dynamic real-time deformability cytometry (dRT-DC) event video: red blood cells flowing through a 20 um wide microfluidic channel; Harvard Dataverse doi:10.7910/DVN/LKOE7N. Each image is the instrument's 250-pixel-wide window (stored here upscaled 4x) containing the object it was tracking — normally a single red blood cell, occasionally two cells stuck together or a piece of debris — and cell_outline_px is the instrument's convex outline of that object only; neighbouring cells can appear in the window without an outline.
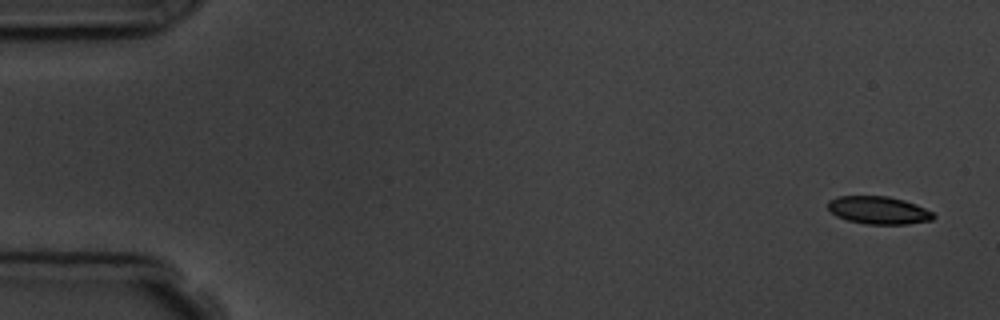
{"species": "common noctule bat (a hibernating species)", "species_latin": "Nyctalus noctula", "temperature_condition": "room temperature", "stored_images_in_passage": 5, "segment_of_instrument_passage": [1, 2], "camera_frame_rate_fps": 3000, "um_per_image_px": 0.085, "animal": {"sex": "male", "body_mass_g": 19.5, "forearm_length_mm": 54.6}, "frame": {"image": 1, "passage_image": 1, "time_ms": 0.0, "image_size_px": [1000, 320], "cell_outline_px": [[936, 216], [932, 220], [908, 224], [864, 224], [848, 220], [836, 216], [828, 208], [828, 200], [836, 196], [888, 196], [904, 200], [916, 204], [932, 212]], "centroid_in_image_um": [74.67, 17.87], "position_along_channel_um": 10.3, "area_um2": 17.11}}
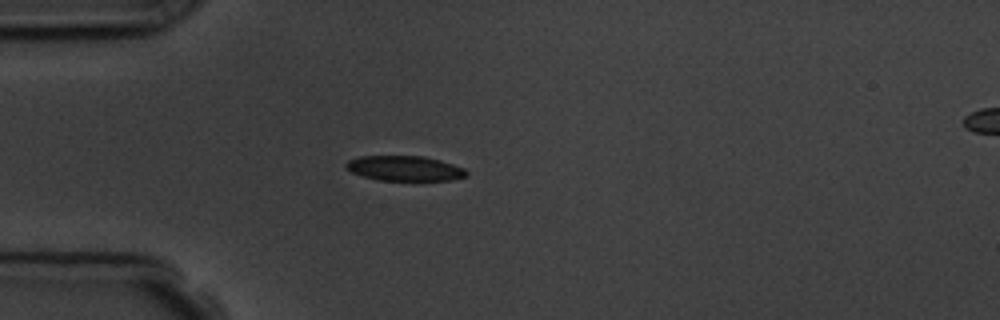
{"frame": {"image": 2, "passage_image": 4, "time_ms": 4.333, "image_size_px": [1000, 320], "cell_outline_px": [[468, 176], [452, 180], [376, 180], [352, 172], [344, 168], [344, 164], [348, 160], [360, 156], [424, 156], [440, 160], [464, 168], [468, 172]], "centroid_in_image_um": [34.39, 14.31], "position_along_channel_um": 50.6, "area_um2": 17.63}}